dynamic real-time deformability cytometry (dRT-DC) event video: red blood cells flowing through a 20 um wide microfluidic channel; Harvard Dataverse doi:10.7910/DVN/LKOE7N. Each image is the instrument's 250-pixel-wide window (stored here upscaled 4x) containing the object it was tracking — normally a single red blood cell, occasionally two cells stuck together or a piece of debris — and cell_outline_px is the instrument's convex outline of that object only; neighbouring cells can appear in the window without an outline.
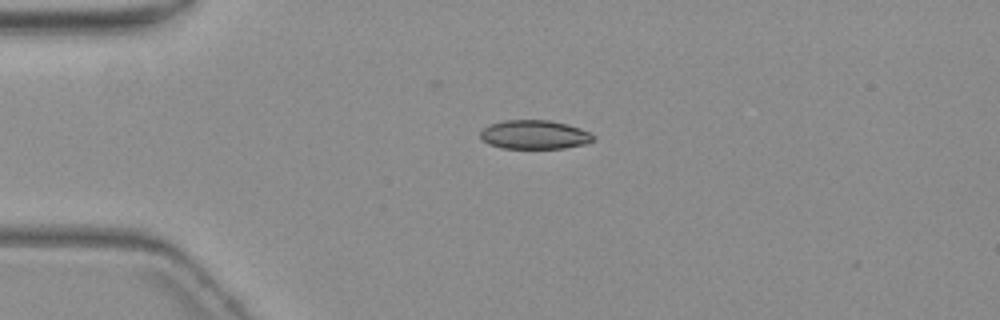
{"species": "common noctule bat (a hibernating species)", "species_latin": "Nyctalus noctula", "temperature_condition": "warm", "stored_images_in_passage": 4, "camera_frame_rate_fps": 3000, "um_per_image_px": 0.085, "animal": {"sex": "female", "body_mass_g": 19.3, "forearm_length_mm": 54.1}, "frame": {"image": 1, "passage_image": 3, "time_ms": 2.333, "image_size_px": [1000, 320], "cell_outline_px": [[596, 140], [584, 144], [564, 148], [500, 148], [488, 144], [480, 136], [480, 132], [488, 124], [504, 120], [548, 120], [568, 124], [580, 128], [596, 136]], "centroid_in_image_um": [45.44, 11.44], "position_along_channel_um": 39.6, "area_um2": 19.13}}